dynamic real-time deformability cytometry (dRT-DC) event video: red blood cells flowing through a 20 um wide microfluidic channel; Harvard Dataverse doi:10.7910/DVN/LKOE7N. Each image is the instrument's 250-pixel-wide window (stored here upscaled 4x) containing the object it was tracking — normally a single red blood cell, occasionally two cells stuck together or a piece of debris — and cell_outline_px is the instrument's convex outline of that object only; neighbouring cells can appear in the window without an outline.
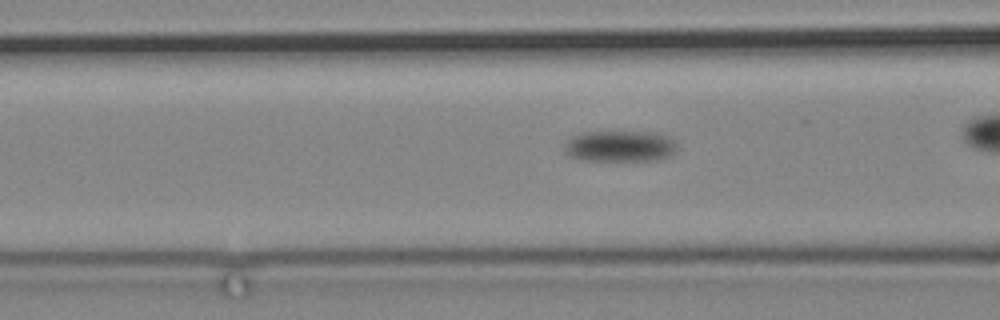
{"species": "common noctule bat (a hibernating species)", "species_latin": "Nyctalus noctula", "temperature_condition": "cold", "stored_images_in_passage": 11, "camera_frame_rate_fps": 3000, "um_per_image_px": 0.085, "animal": {"sex": "male", "body_mass_g": 19.2, "forearm_length_mm": 51.8}, "frame": {"image": 1, "passage_image": 4, "time_ms": 1.0, "image_size_px": [1000, 320], "cell_outline_px": [[676, 152], [668, 156], [656, 160], [580, 160], [564, 152], [564, 144], [572, 136], [580, 132], [656, 132], [668, 136], [676, 144]], "centroid_in_image_um": [52.68, 12.42], "position_along_channel_um": 113.9, "area_um2": 20.46}}
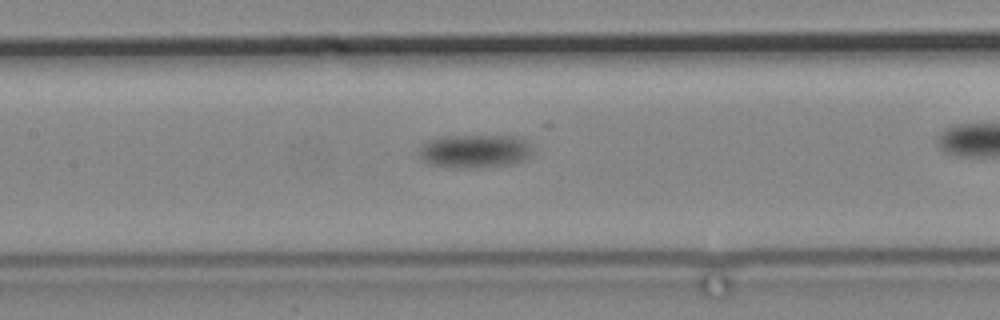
{"frame": {"image": 2, "passage_image": 10, "time_ms": 3.0, "image_size_px": [1000, 320], "cell_outline_px": [[536, 152], [512, 164], [468, 168], [428, 164], [420, 160], [420, 144], [428, 140], [444, 136], [524, 136], [532, 144]], "centroid_in_image_um": [40.41, 12.82], "position_along_channel_um": 167.0, "area_um2": 22.37}}